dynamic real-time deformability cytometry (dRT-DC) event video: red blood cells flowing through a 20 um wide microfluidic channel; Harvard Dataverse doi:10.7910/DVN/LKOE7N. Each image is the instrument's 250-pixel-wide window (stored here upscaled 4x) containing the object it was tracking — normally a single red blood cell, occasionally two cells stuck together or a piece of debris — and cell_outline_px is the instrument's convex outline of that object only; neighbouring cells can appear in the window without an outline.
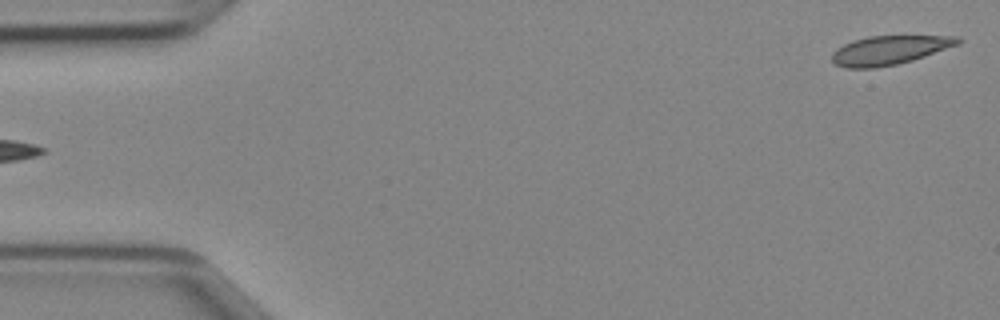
{"species": "Egyptian fruit bat (a non-hibernating species)", "species_latin": "Rousettus aegyptiacus", "temperature_condition": "cold", "stored_images_in_passage": 2, "camera_frame_rate_fps": 3000, "um_per_image_px": 0.085, "animal": {"sex": "female"}, "frame": {"image": 1, "passage_image": 1, "time_ms": 0.0, "image_size_px": [1000, 320], "cell_outline_px": [[936, 48], [928, 52], [904, 60], [884, 64], [848, 64], [888, 36], [924, 36]], "centroid_in_image_um": [76.08, 4.26], "position_along_channel_um": 8.9, "area_um2": 10.75}}